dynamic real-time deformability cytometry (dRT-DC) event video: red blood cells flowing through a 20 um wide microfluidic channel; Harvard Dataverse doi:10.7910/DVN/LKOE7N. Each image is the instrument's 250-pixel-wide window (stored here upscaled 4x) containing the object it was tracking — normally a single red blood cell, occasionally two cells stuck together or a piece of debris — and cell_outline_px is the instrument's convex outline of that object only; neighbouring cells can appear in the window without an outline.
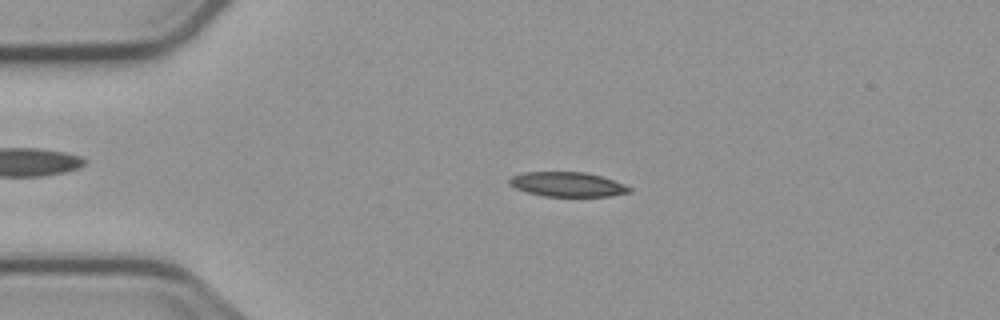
{"species": "common noctule bat (a hibernating species)", "species_latin": "Nyctalus noctula", "temperature_condition": "cold", "stored_images_in_passage": 5, "camera_frame_rate_fps": 3000, "um_per_image_px": 0.085, "animal": {"sex": "male", "body_mass_g": 23.1, "forearm_length_mm": 52.7}, "frame": {"image": 1, "passage_image": 4, "time_ms": 3.667, "image_size_px": [1000, 320], "cell_outline_px": [[632, 192], [612, 196], [544, 196], [528, 192], [516, 188], [508, 184], [508, 180], [512, 176], [524, 172], [584, 172], [600, 176], [624, 184], [632, 188]], "centroid_in_image_um": [48.24, 15.67], "position_along_channel_um": 36.8, "area_um2": 17.11}}